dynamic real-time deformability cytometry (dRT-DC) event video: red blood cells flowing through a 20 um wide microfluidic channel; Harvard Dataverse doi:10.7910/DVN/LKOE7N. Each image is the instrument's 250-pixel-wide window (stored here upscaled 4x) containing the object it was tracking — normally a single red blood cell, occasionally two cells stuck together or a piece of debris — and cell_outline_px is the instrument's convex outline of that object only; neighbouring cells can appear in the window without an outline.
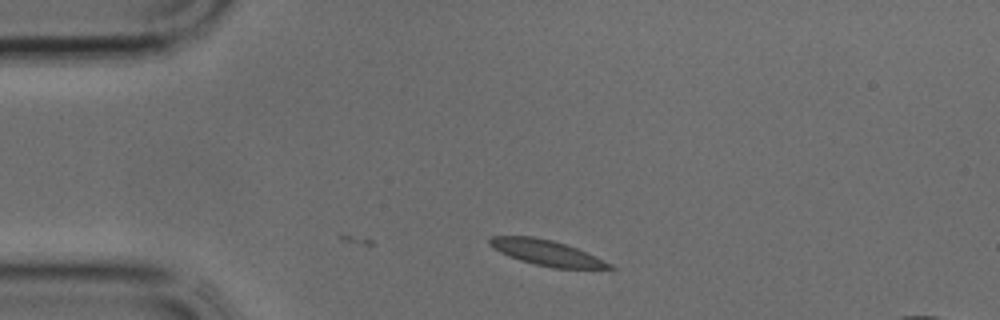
{"species": "common noctule bat (a hibernating species)", "species_latin": "Nyctalus noctula", "temperature_condition": "cold", "stored_images_in_passage": 12, "camera_frame_rate_fps": 3000, "um_per_image_px": 0.085, "animal": {"sex": "male", "body_mass_g": 17.9, "forearm_length_mm": 54.2}, "frame": {"image": 1, "passage_image": 1, "time_ms": 0.0, "image_size_px": [1000, 320], "cell_outline_px": [[616, 268], [552, 268], [520, 260], [500, 252], [488, 244], [488, 240], [492, 236], [532, 236], [552, 240], [576, 248], [612, 264]], "centroid_in_image_um": [46.42, 21.47], "position_along_channel_um": 38.6, "area_um2": 17.4}}
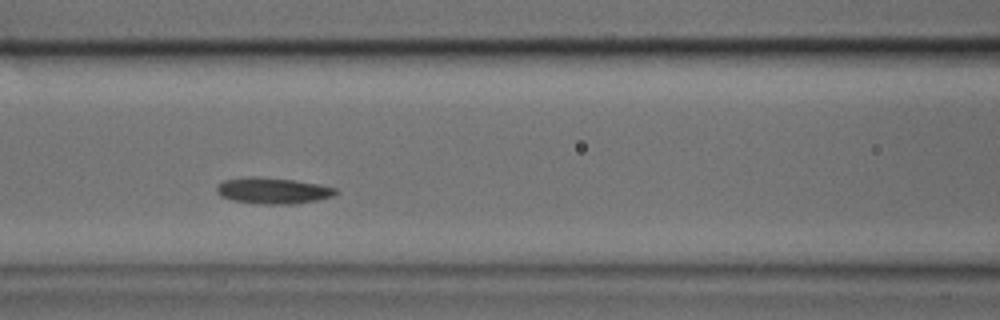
{"frame": {"image": 2, "passage_image": 9, "time_ms": 2.667, "image_size_px": [1000, 320], "cell_outline_px": [[336, 192], [332, 196], [316, 200], [296, 204], [256, 204], [232, 200], [220, 196], [216, 192], [216, 184], [224, 180], [248, 176], [260, 176], [292, 180], [316, 184], [336, 188]], "centroid_in_image_um": [23.1, 16.21], "position_along_channel_um": 143.5, "area_um2": 18.21}}